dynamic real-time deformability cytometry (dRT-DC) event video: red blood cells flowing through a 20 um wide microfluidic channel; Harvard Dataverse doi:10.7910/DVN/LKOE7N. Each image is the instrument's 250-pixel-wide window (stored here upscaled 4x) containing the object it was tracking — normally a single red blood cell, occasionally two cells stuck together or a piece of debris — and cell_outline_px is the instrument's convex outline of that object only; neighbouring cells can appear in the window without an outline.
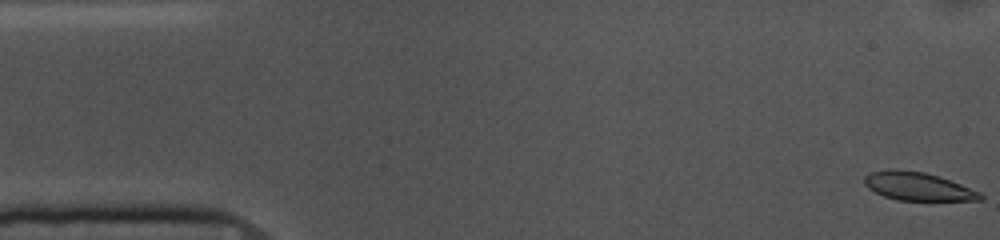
{"species": "common noctule bat (a hibernating species)", "species_latin": "Nyctalus noctula", "temperature_condition": "cold", "stored_images_in_passage": 54, "camera_frame_rate_fps": 3000, "um_per_image_px": 0.085, "animal": {"sex": "female", "body_mass_g": 10.0, "forearm_length_mm": 53.1}, "frame": {"image": 1, "passage_image": 1, "time_ms": 0.0, "image_size_px": [1000, 240], "cell_outline_px": [[984, 200], [896, 200], [884, 196], [868, 188], [864, 184], [864, 176], [872, 172], [888, 168], [896, 168], [924, 172], [940, 176], [980, 192], [984, 196]], "centroid_in_image_um": [78.0, 15.83], "position_along_channel_um": 7.0, "area_um2": 19.19}}
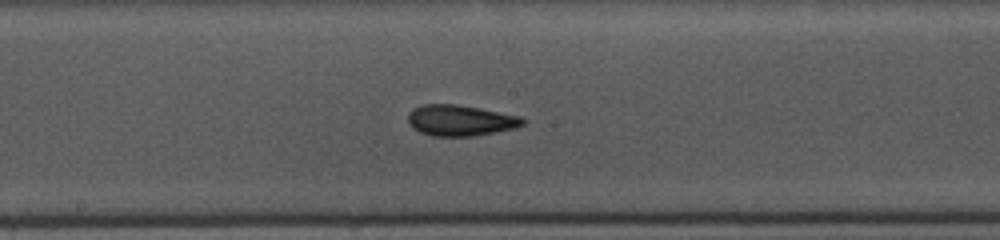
{"frame": {"image": 2, "passage_image": 27, "time_ms": 8.667, "image_size_px": [1000, 240], "cell_outline_px": [[528, 120], [524, 124], [516, 128], [496, 132], [472, 136], [432, 136], [420, 132], [412, 128], [408, 120], [408, 112], [412, 108], [420, 104], [456, 104], [520, 116]], "centroid_in_image_um": [39.11, 10.23], "position_along_channel_um": 209.1, "area_um2": 20.81}}
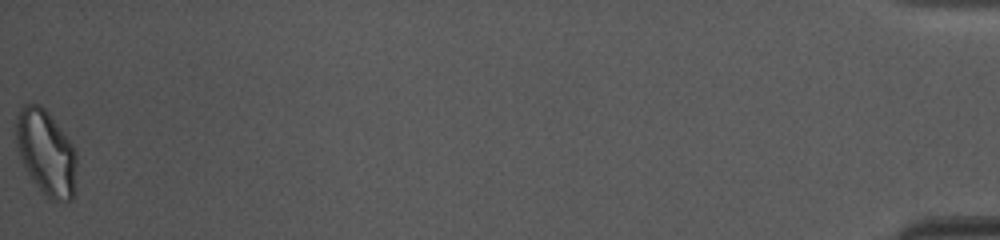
{"frame": {"image": 3, "passage_image": 54, "time_ms": 17.667, "image_size_px": [1000, 240], "cell_outline_px": [[76, 164], [72, 200], [68, 204], [48, 200], [32, 180], [24, 168], [20, 156], [16, 140], [16, 116], [20, 108], [24, 104], [40, 104], [48, 112], [76, 148]], "centroid_in_image_um": [3.92, 13.0], "position_along_channel_um": 431.3, "area_um2": 30.4}, "authors_computed_cell_mechanics": {"area_um2": 20.3167, "velocity_mm_per_s": 3.6536, "shape_relaxation_time_tau1_ms": 5.5324, "shape_relaxation_time_tau2_ms": 2.2463, "deformation_change_tau1": 0.1498, "deformation_change_tau2": 0.0735}}